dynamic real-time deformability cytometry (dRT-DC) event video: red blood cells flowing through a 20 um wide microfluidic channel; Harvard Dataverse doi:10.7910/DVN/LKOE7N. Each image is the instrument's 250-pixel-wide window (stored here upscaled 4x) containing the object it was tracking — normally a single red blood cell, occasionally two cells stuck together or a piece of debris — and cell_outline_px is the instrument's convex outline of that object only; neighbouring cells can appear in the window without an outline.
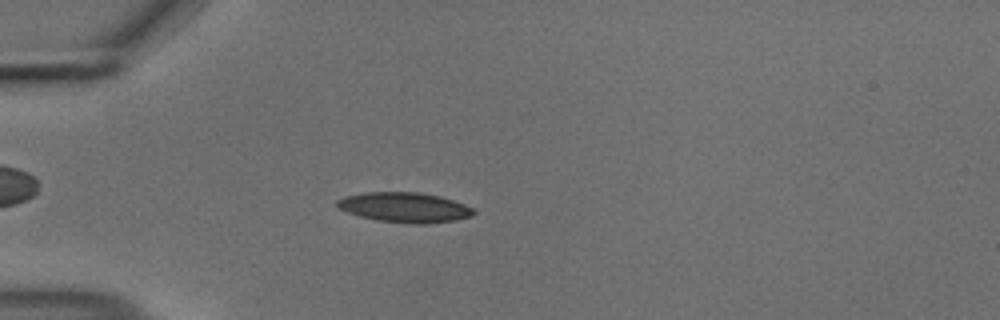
{"species": "common noctule bat (a hibernating species)", "species_latin": "Nyctalus noctula", "temperature_condition": "cold", "stored_images_in_passage": 54, "camera_frame_rate_fps": 3000, "um_per_image_px": 0.085, "animal": {"sex": "male", "body_mass_g": 18.8}, "frame": {"image": 1, "passage_image": 15, "time_ms": 4.667, "image_size_px": [1000, 320], "cell_outline_px": [[476, 212], [472, 216], [456, 220], [424, 224], [412, 224], [376, 220], [360, 216], [348, 212], [340, 208], [336, 204], [336, 200], [344, 196], [364, 192], [420, 192], [440, 196], [464, 204], [472, 208]], "centroid_in_image_um": [34.39, 17.62], "position_along_channel_um": 50.6, "area_um2": 23.87}}
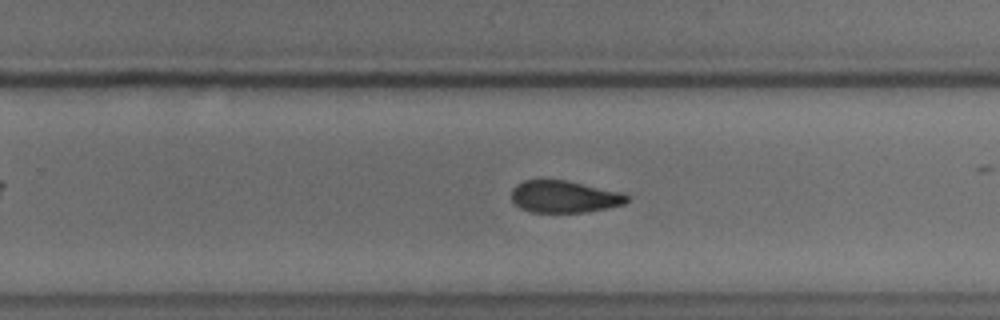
{"frame": {"image": 2, "passage_image": 35, "time_ms": 11.333, "image_size_px": [1000, 320], "cell_outline_px": [[628, 200], [624, 204], [584, 212], [532, 212], [520, 208], [512, 200], [512, 188], [516, 184], [524, 180], [568, 180], [624, 192], [628, 196]], "centroid_in_image_um": [47.97, 16.7], "position_along_channel_um": 281.8, "area_um2": 21.62}}
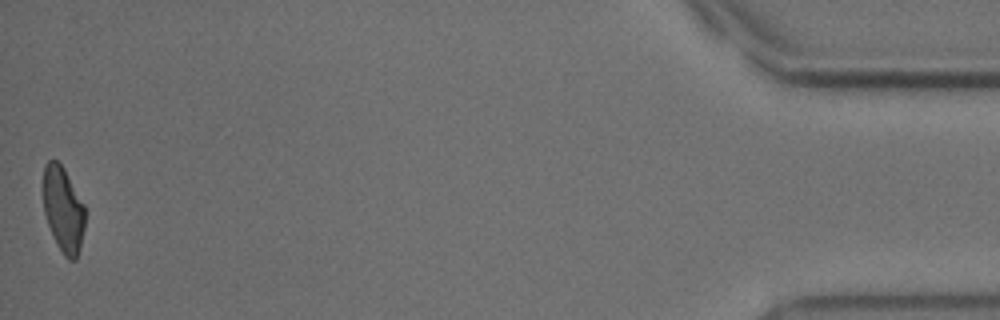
{"frame": {"image": 3, "passage_image": 54, "time_ms": 17.667, "image_size_px": [1000, 320], "cell_outline_px": [[84, 228], [80, 248], [76, 260], [68, 260], [64, 256], [48, 224], [44, 212], [44, 164], [48, 160], [56, 160], [64, 168], [84, 204]], "centroid_in_image_um": [5.38, 17.8], "position_along_channel_um": 429.8, "area_um2": 20.46}, "authors_computed_cell_mechanics": {"area_um2": 22.3686, "velocity_mm_per_s": 3.6956, "shape_relaxation_time_tau1_ms": 8.2664, "shape_relaxation_time_tau2_ms": 4.4981, "deformation_change_tau1": 0.1842, "deformation_change_tau2": 0.1117}}